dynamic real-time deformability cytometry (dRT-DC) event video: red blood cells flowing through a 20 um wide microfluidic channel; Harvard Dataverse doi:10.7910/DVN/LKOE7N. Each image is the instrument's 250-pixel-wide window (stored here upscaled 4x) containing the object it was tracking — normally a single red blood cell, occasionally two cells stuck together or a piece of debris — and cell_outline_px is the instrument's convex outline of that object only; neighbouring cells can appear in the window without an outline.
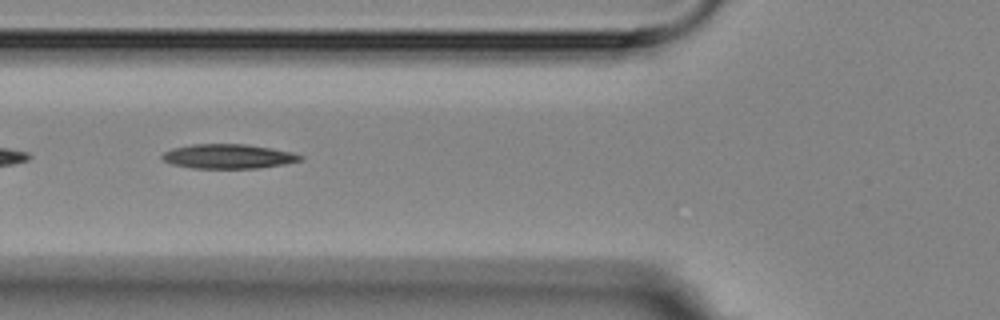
{"species": "Egyptian fruit bat (a non-hibernating species)", "species_latin": "Rousettus aegyptiacus", "temperature_condition": "room temperature", "stored_images_in_passage": 5, "segment_of_instrument_passage": [2, 2], "camera_frame_rate_fps": 3000, "um_per_image_px": 0.085, "animal": {"sex": "female"}, "frame": {"image": 1, "passage_image": 5, "time_ms": 4.667, "image_size_px": [1000, 320], "cell_outline_px": [[304, 160], [284, 164], [256, 168], [192, 168], [172, 164], [164, 160], [160, 156], [164, 152], [172, 148], [192, 144], [244, 144], [272, 148], [292, 152], [304, 156]], "centroid_in_image_um": [19.42, 13.29], "position_along_channel_um": 106.4, "area_um2": 19.71}}